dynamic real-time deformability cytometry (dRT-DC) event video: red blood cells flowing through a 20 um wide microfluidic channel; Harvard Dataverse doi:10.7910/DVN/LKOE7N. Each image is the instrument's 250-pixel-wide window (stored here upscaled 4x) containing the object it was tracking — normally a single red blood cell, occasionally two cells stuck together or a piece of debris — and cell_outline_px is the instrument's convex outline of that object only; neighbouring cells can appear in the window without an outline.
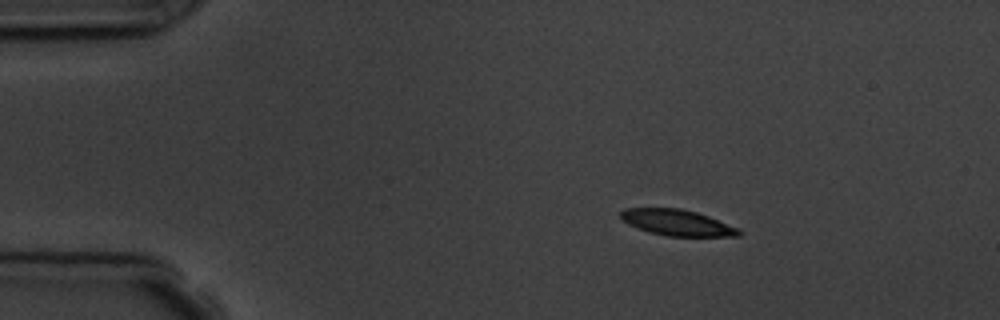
{"species": "common noctule bat (a hibernating species)", "species_latin": "Nyctalus noctula", "temperature_condition": "room temperature", "stored_images_in_passage": 4, "camera_frame_rate_fps": 3000, "um_per_image_px": 0.085, "animal": {"sex": "male", "body_mass_g": 19.5, "forearm_length_mm": 54.6}, "frame": {"image": 1, "passage_image": 1, "time_ms": 0.0, "image_size_px": [1000, 320], "cell_outline_px": [[740, 236], [668, 236], [648, 232], [636, 228], [628, 224], [620, 216], [620, 212], [624, 208], [680, 208], [696, 212], [708, 216], [740, 228]], "centroid_in_image_um": [57.55, 18.92], "position_along_channel_um": 27.5, "area_um2": 17.92}}
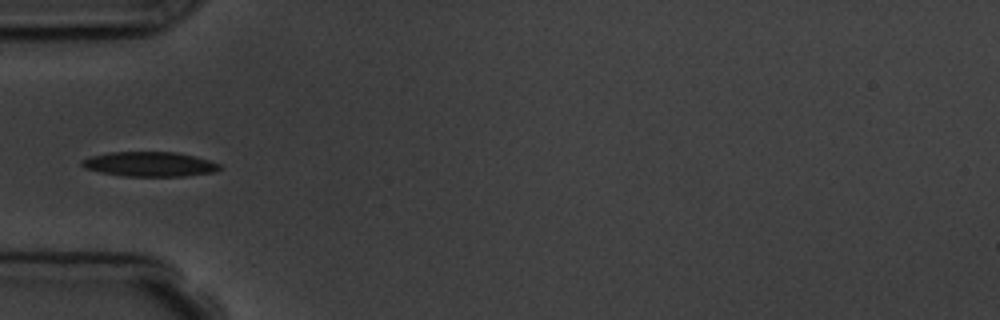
{"frame": {"image": 2, "passage_image": 4, "time_ms": 3.0, "image_size_px": [1000, 320], "cell_outline_px": [[220, 168], [216, 172], [184, 176], [124, 176], [100, 172], [84, 168], [80, 164], [80, 160], [92, 156], [108, 152], [176, 152], [208, 160], [220, 164]], "centroid_in_image_um": [12.68, 13.95], "position_along_channel_um": 72.3, "area_um2": 19.77}}